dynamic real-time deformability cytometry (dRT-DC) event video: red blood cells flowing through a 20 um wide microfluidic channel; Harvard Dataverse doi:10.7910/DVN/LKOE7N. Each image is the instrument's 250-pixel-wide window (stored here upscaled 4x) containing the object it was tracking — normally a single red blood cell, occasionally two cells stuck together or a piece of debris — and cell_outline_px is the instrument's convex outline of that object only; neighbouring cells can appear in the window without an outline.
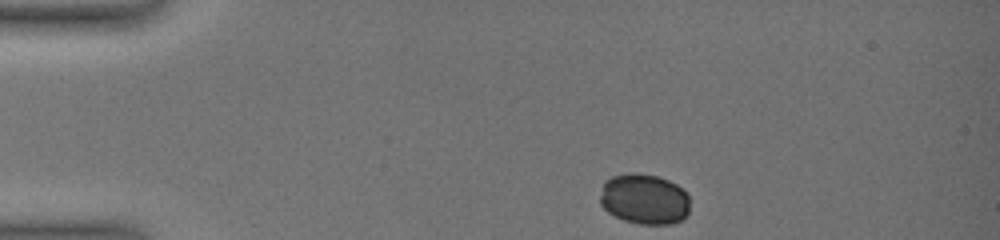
{"species": "common noctule bat (a hibernating species)", "species_latin": "Nyctalus noctula", "temperature_condition": "warm", "stored_images_in_passage": 37, "camera_frame_rate_fps": 3000, "um_per_image_px": 0.085, "animal": {"sex": "female", "body_mass_g": 19.0, "forearm_length_mm": 51.5}, "frame": {"image": 1, "passage_image": 1, "time_ms": 0.0, "image_size_px": [1000, 240], "cell_outline_px": [[688, 212], [680, 220], [672, 224], [640, 224], [624, 220], [608, 212], [600, 204], [600, 196], [604, 180], [612, 176], [628, 172], [636, 172], [656, 176], [668, 180], [676, 184], [688, 196]], "centroid_in_image_um": [54.73, 16.91], "position_along_channel_um": 30.3, "area_um2": 26.41}}
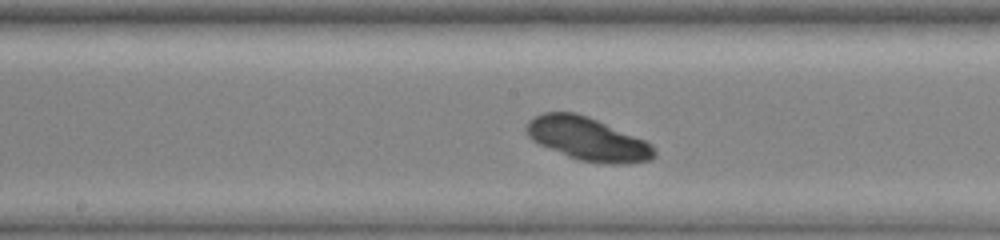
{"frame": {"image": 2, "passage_image": 23, "time_ms": 6.667, "image_size_px": [1000, 240], "cell_outline_px": [[656, 156], [652, 160], [624, 164], [608, 164], [580, 160], [568, 156], [540, 144], [532, 140], [528, 136], [524, 128], [528, 120], [544, 112], [576, 112], [588, 116], [644, 140], [652, 144], [656, 152]], "centroid_in_image_um": [49.95, 11.81], "position_along_channel_um": 198.2, "area_um2": 32.08}}
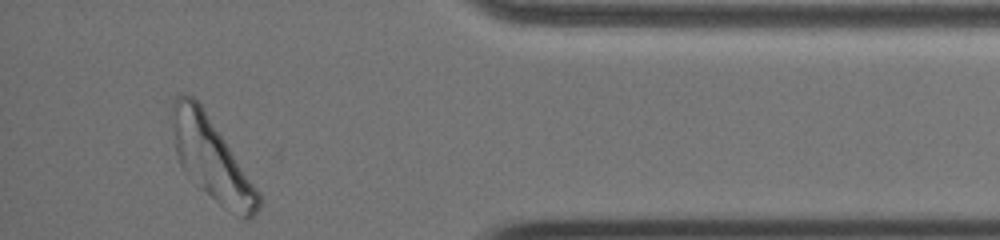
{"frame": {"image": 3, "passage_image": 37, "time_ms": 13.333, "image_size_px": [1000, 240], "cell_outline_px": [[260, 204], [256, 212], [248, 220], [244, 220], [220, 204], [200, 188], [180, 164], [176, 156], [176, 96], [184, 92], [192, 96], [200, 104], [260, 192]], "centroid_in_image_um": [18.06, 13.61], "position_along_channel_um": 417.1, "area_um2": 39.19}}